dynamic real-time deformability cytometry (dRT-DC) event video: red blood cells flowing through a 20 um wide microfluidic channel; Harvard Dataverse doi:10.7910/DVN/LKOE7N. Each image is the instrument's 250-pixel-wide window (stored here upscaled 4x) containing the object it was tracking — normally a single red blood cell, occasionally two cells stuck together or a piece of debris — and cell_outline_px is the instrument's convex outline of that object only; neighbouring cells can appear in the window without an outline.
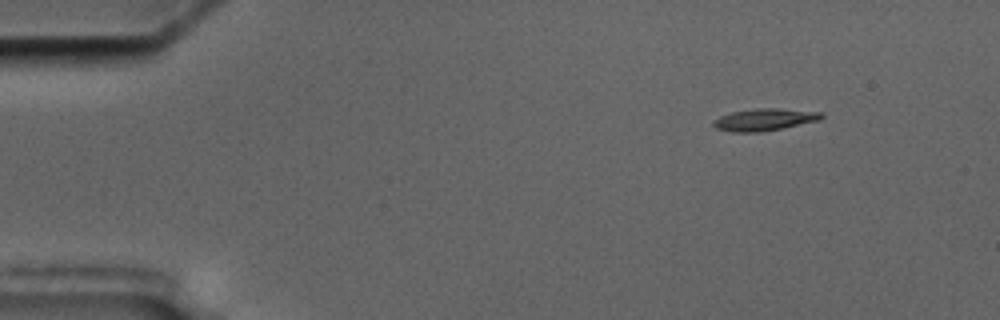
{"species": "common noctule bat (a hibernating species)", "species_latin": "Nyctalus noctula", "temperature_condition": "cold", "stored_images_in_passage": 2, "camera_frame_rate_fps": 3000, "um_per_image_px": 0.085, "animal": {"sex": "male", "body_mass_g": 17.5, "forearm_length_mm": 52.3}, "frame": {"image": 1, "passage_image": 2, "time_ms": 2.0, "image_size_px": [1000, 320], "cell_outline_px": [[824, 116], [820, 120], [760, 132], [732, 132], [716, 128], [712, 124], [712, 120], [720, 116], [732, 112], [756, 108], [776, 108], [824, 112]], "centroid_in_image_um": [64.97, 10.16], "position_along_channel_um": 20.0, "area_um2": 13.87}}